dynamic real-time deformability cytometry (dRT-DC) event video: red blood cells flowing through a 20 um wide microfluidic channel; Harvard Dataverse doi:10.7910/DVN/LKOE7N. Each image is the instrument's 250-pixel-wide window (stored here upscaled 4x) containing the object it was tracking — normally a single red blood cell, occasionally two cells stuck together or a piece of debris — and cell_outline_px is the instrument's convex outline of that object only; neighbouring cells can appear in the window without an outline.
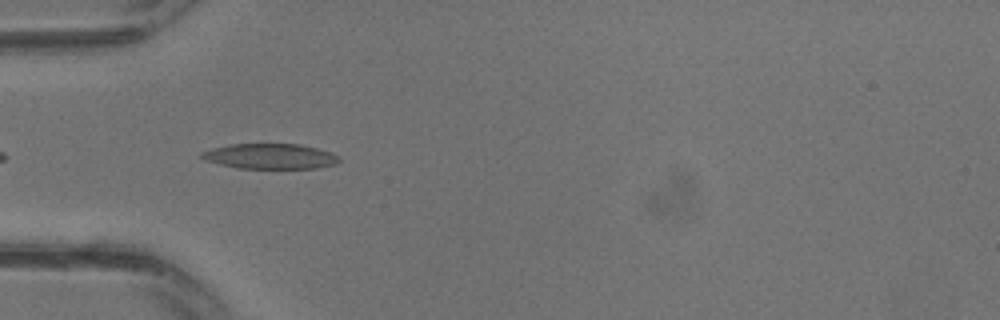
{"species": "common noctule bat (a hibernating species)", "species_latin": "Nyctalus noctula", "temperature_condition": "warm", "stored_images_in_passage": 14, "segment_of_instrument_passage": [2, 2], "camera_frame_rate_fps": 3000, "um_per_image_px": 0.085, "animal": {"sex": "male", "body_mass_g": 13.3}, "frame": {"image": 1, "passage_image": 10, "time_ms": 3.0, "image_size_px": [1000, 320], "cell_outline_px": [[340, 160], [336, 164], [316, 168], [236, 168], [220, 164], [208, 160], [200, 156], [200, 152], [212, 148], [232, 144], [300, 144], [332, 152], [340, 156]], "centroid_in_image_um": [23.0, 13.28], "position_along_channel_um": 62.0, "area_um2": 20.17}}